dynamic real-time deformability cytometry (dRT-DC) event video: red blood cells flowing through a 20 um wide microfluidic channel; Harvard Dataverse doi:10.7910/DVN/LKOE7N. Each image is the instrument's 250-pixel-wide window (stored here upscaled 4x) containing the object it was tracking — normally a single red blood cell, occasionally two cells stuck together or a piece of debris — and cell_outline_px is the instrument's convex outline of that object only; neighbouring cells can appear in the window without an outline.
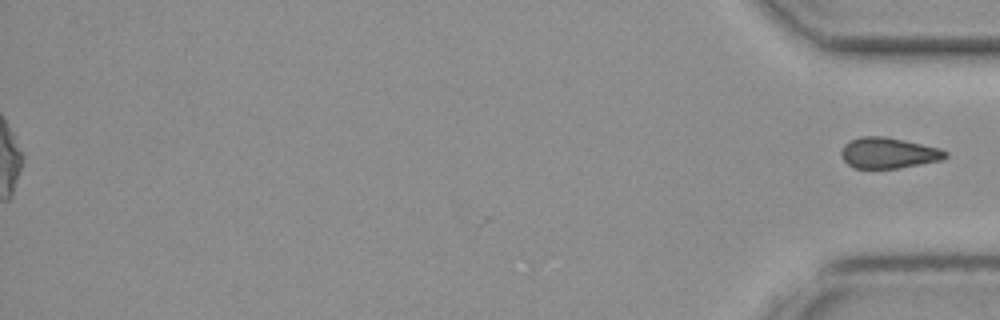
{"species": "common noctule bat (a hibernating species)", "species_latin": "Nyctalus noctula", "temperature_condition": "cold", "stored_images_in_passage": 53, "segment_of_instrument_passage": [2, 2], "camera_frame_rate_fps": 3000, "um_per_image_px": 0.085, "animal": {"sex": "female", "body_mass_g": 19.3, "forearm_length_mm": 54.1}, "frame": {"image": 1, "passage_image": 53, "time_ms": 17.333, "image_size_px": [1000, 320], "cell_outline_px": [[948, 156], [940, 160], [920, 164], [896, 168], [856, 168], [848, 164], [840, 156], [840, 152], [844, 144], [860, 136], [884, 136], [904, 140], [940, 148], [948, 152]], "centroid_in_image_um": [75.5, 12.99], "position_along_channel_um": 359.7, "area_um2": 18.61}}